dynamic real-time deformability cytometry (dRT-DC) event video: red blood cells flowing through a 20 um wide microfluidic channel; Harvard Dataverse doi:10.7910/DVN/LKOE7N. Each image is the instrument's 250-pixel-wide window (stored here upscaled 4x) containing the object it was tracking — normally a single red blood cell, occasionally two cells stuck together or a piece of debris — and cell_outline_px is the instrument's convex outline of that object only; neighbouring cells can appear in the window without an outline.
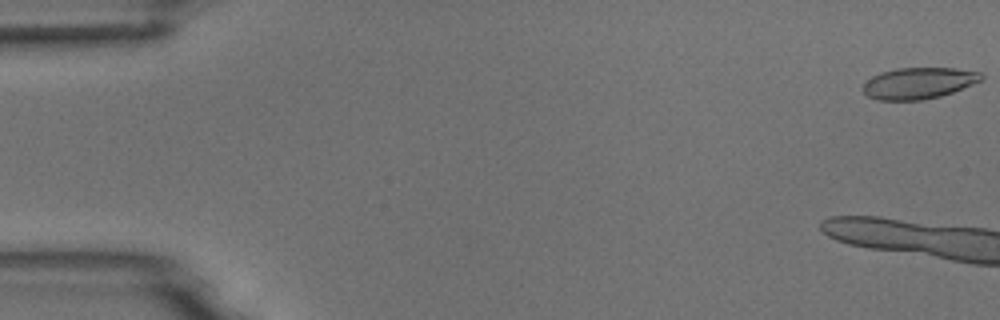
{"species": "common noctule bat (a hibernating species)", "species_latin": "Nyctalus noctula", "temperature_condition": "room temperature", "stored_images_in_passage": 7, "camera_frame_rate_fps": 3000, "um_per_image_px": 0.085, "animal": {"sex": "male", "body_mass_g": 18.8}, "frame": {"image": 1, "passage_image": 1, "time_ms": 0.0, "image_size_px": [1000, 320], "cell_outline_px": [[984, 76], [980, 80], [972, 84], [952, 92], [940, 96], [924, 100], [876, 100], [868, 96], [860, 88], [872, 76], [880, 72], [896, 68], [956, 68], [980, 72]], "centroid_in_image_um": [78.04, 7.07], "position_along_channel_um": 7.0, "area_um2": 21.62}}
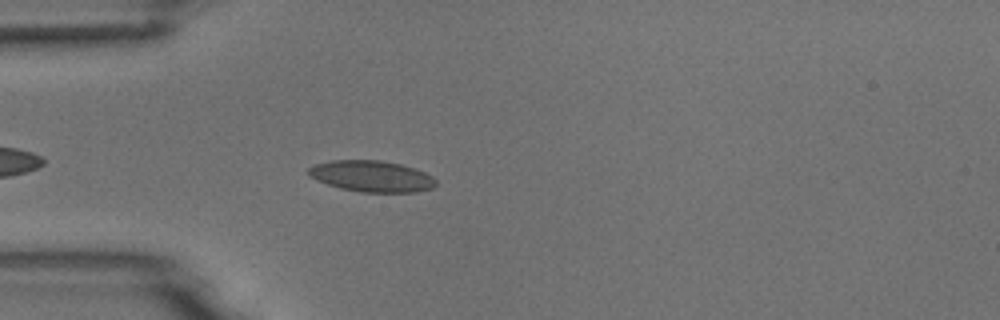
{"frame": {"image": 2, "passage_image": 7, "time_ms": 2.0, "image_size_px": [1000, 320], "cell_outline_px": [[436, 184], [432, 188], [416, 192], [360, 192], [340, 188], [316, 180], [308, 176], [308, 168], [316, 164], [332, 160], [380, 160], [400, 164], [424, 172], [432, 176], [436, 180]], "centroid_in_image_um": [31.57, 14.98], "position_along_channel_um": 53.4, "area_um2": 23.12}}